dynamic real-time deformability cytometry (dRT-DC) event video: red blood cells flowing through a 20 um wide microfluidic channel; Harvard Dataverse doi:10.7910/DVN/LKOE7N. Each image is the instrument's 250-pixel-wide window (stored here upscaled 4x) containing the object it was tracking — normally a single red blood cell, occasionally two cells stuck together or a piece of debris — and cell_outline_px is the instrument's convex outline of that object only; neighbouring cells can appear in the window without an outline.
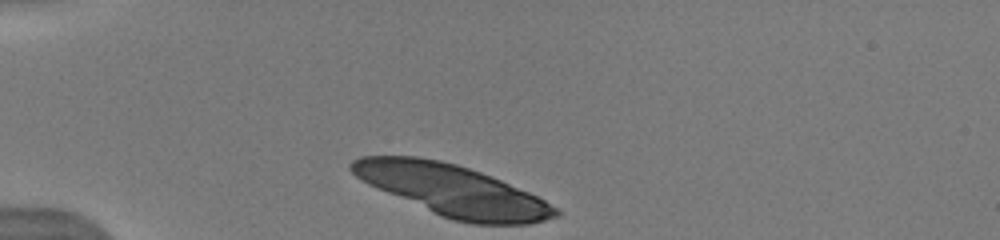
{"species": "human", "species_latin": "Homo sapiens", "temperature_condition": "warm", "stored_images_in_passage": 8, "camera_frame_rate_fps": 3000, "um_per_image_px": 0.085, "donor": {"sex": "male"}, "frame": {"image": 1, "passage_image": 1, "time_ms": 0.0, "image_size_px": [1000, 240], "cell_outline_px": [[560, 216], [528, 224], [472, 224], [452, 220], [440, 216], [368, 184], [356, 176], [348, 168], [348, 164], [352, 160], [360, 156], [416, 156], [440, 160], [456, 164], [492, 176], [528, 192], [544, 200], [556, 208], [560, 212]], "centroid_in_image_um": [38.44, 16.18], "position_along_channel_um": 46.6, "area_um2": 60.52}}